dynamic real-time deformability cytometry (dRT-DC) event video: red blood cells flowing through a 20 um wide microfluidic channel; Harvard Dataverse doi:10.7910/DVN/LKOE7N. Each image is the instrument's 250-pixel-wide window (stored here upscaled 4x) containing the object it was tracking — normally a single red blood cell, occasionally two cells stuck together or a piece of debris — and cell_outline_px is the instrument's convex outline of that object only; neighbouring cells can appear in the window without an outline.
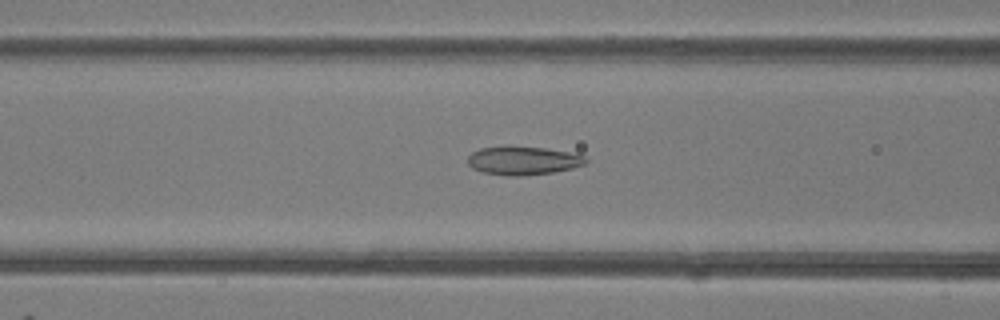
{"species": "common noctule bat (a hibernating species)", "species_latin": "Nyctalus noctula", "temperature_condition": "room temperature", "stored_images_in_passage": 44, "camera_frame_rate_fps": 3000, "um_per_image_px": 0.085, "animal": {"sex": "female"}, "frame": {"image": 1, "passage_image": 15, "time_ms": 4.667, "image_size_px": [1000, 320], "cell_outline_px": [[588, 160], [584, 164], [572, 168], [552, 172], [520, 176], [504, 176], [484, 172], [472, 168], [468, 164], [468, 156], [472, 152], [480, 148], [508, 144], [544, 148], [568, 152], [584, 156]], "centroid_in_image_um": [44.4, 13.62], "position_along_channel_um": 122.2, "area_um2": 19.88}}
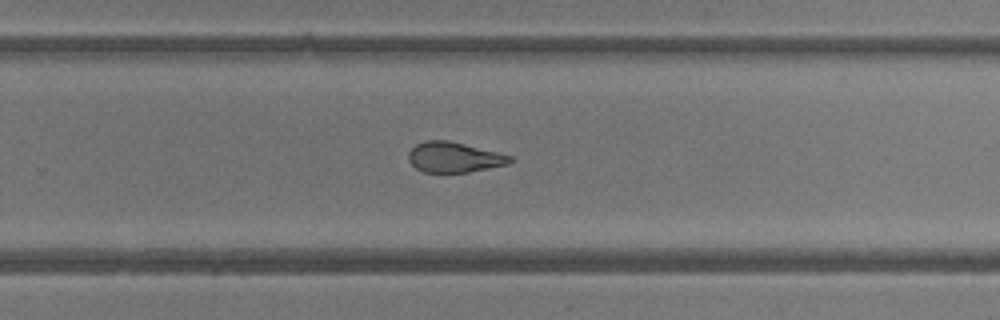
{"frame": {"image": 2, "passage_image": 27, "time_ms": 8.667, "image_size_px": [1000, 320], "cell_outline_px": [[512, 160], [508, 164], [468, 172], [424, 172], [416, 168], [408, 160], [408, 152], [416, 144], [424, 140], [448, 140], [512, 156]], "centroid_in_image_um": [38.56, 13.36], "position_along_channel_um": 291.2, "area_um2": 17.74}}
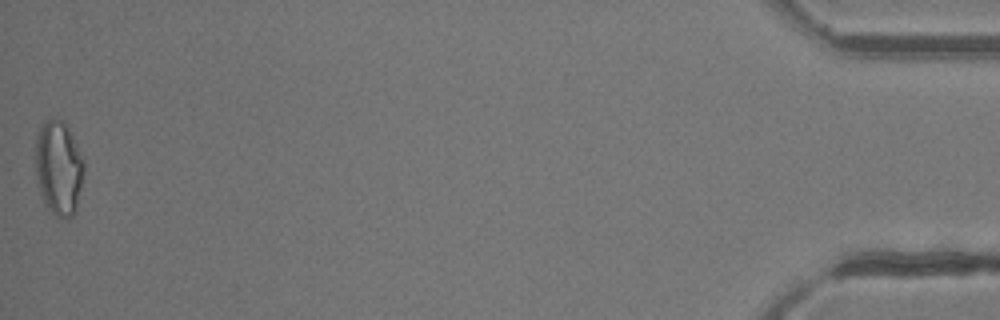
{"frame": {"image": 3, "passage_image": 44, "time_ms": 14.333, "image_size_px": [1000, 320], "cell_outline_px": [[84, 172], [76, 212], [68, 220], [56, 216], [44, 204], [40, 192], [36, 172], [36, 136], [44, 120], [56, 116], [68, 128], [84, 156]], "centroid_in_image_um": [5.01, 14.28], "position_along_channel_um": 430.2, "area_um2": 27.05}, "authors_computed_cell_mechanics": {"area_um2": 20.4323, "velocity_mm_per_s": 4.2325, "shape_relaxation_time_tau1_ms": null, "shape_relaxation_time_tau2_ms": 1.9185, "deformation_change_tau1": null, "deformation_change_tau2": 0.0828}}